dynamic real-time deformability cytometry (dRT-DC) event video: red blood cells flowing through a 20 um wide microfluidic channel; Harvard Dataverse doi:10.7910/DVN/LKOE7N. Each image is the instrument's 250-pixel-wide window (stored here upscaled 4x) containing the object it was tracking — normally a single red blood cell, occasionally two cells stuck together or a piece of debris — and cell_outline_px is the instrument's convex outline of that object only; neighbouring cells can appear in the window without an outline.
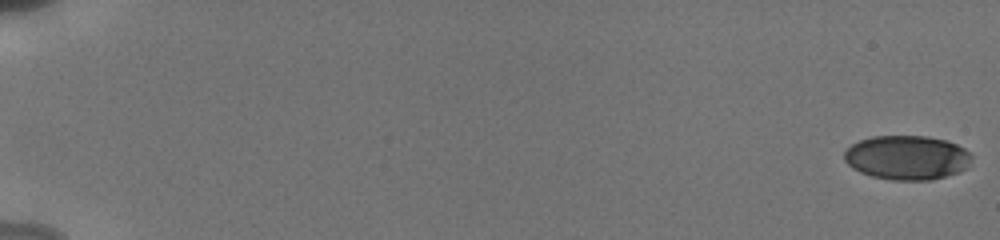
{"species": "human", "species_latin": "Homo sapiens", "temperature_condition": "cold", "stored_images_in_passage": 21, "camera_frame_rate_fps": 3000, "um_per_image_px": 0.085, "donor": {"sex": "male"}, "frame": {"image": 1, "passage_image": 1, "time_ms": 0.0, "image_size_px": [1000, 240], "cell_outline_px": [[972, 156], [968, 168], [960, 172], [932, 180], [892, 180], [872, 176], [860, 172], [852, 168], [844, 160], [844, 152], [852, 144], [860, 140], [872, 136], [928, 136], [948, 140], [964, 148]], "centroid_in_image_um": [77.11, 13.39], "position_along_channel_um": 7.9, "area_um2": 33.12}}